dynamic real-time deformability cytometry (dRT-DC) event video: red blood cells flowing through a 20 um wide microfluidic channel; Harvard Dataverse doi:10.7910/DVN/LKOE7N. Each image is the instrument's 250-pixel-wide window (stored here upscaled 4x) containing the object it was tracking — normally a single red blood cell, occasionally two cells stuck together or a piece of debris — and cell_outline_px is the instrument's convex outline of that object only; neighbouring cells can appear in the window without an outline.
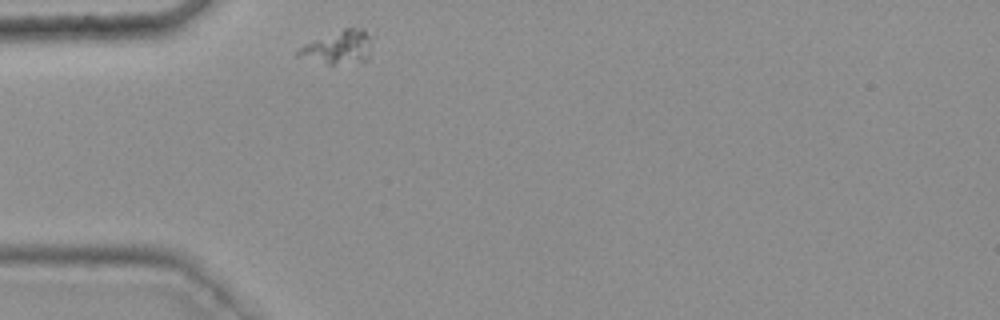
{"species": "common noctule bat (a hibernating species)", "species_latin": "Nyctalus noctula", "temperature_condition": "warm", "stored_images_in_passage": 41, "camera_frame_rate_fps": 3000, "um_per_image_px": 0.085, "animal": {"sex": "female", "body_mass_g": 25.1}, "frame": {"image": 1, "passage_image": 1, "time_ms": 0.0, "image_size_px": [1000, 320], "cell_outline_px": [[372, 36], [368, 56], [364, 60], [332, 64], [328, 64], [296, 56], [296, 52], [304, 44], [344, 28], [364, 28]], "centroid_in_image_um": [28.77, 3.99], "position_along_channel_um": 56.2, "area_um2": 13.99}}
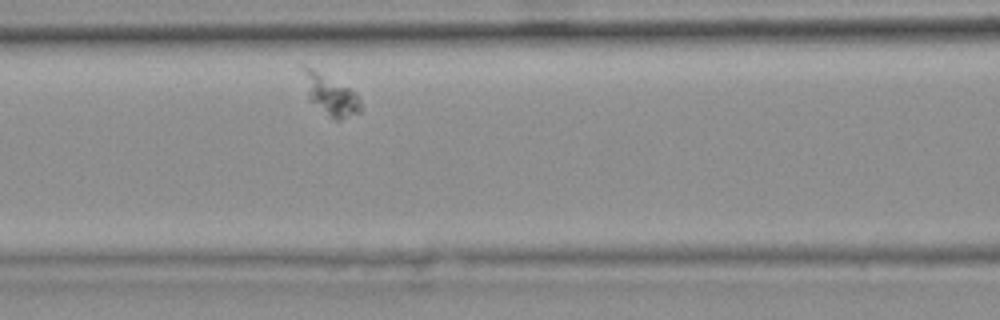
{"frame": {"image": 2, "passage_image": 9, "time_ms": 2.667, "image_size_px": [1000, 320], "cell_outline_px": [[360, 112], [340, 120], [336, 120], [312, 100], [308, 92], [300, 68], [300, 64], [304, 64], [312, 68], [356, 92], [360, 100]], "centroid_in_image_um": [28.1, 8.01], "position_along_channel_um": 138.5, "area_um2": 12.83}}
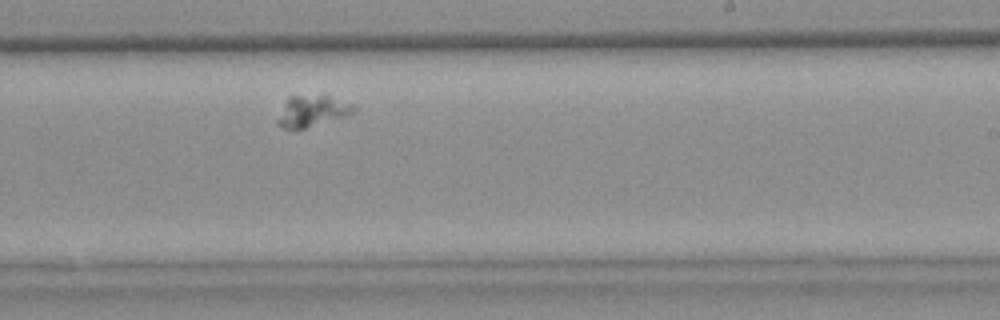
{"frame": {"image": 3, "passage_image": 20, "time_ms": 6.333, "image_size_px": [1000, 320], "cell_outline_px": [[356, 108], [352, 112], [344, 116], [292, 132], [284, 128], [276, 120], [288, 96], [324, 92], [356, 104]], "centroid_in_image_um": [26.55, 9.38], "position_along_channel_um": 262.4, "area_um2": 14.57}}